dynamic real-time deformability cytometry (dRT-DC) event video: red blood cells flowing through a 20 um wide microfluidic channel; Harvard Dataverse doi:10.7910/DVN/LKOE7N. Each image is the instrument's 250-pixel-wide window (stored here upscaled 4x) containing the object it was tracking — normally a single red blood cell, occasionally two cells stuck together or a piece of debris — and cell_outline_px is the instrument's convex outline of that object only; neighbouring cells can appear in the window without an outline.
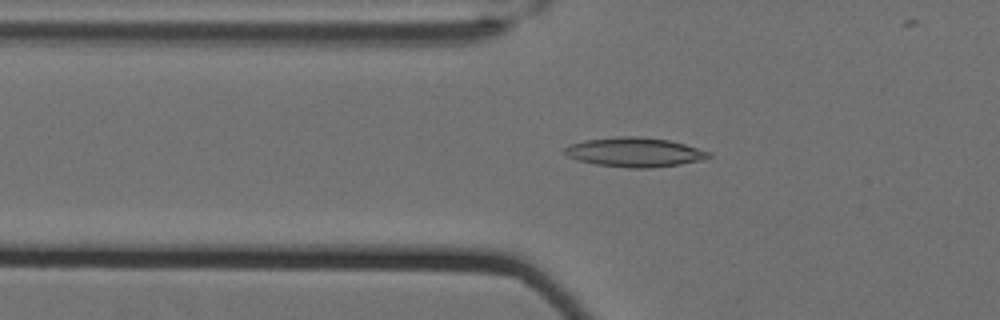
{"species": "Egyptian fruit bat (a non-hibernating species)", "species_latin": "Rousettus aegyptiacus", "temperature_condition": "cold", "stored_images_in_passage": 21, "camera_frame_rate_fps": 3000, "um_per_image_px": 0.085, "animal": {"sex": "female"}, "frame": {"image": 1, "passage_image": 7, "time_ms": 2.0, "image_size_px": [1000, 320], "cell_outline_px": [[712, 156], [704, 160], [680, 164], [652, 168], [628, 168], [596, 164], [580, 160], [568, 156], [564, 152], [564, 148], [568, 144], [584, 140], [620, 136], [636, 136], [668, 140], [684, 144], [712, 152]], "centroid_in_image_um": [53.97, 12.94], "position_along_channel_um": 71.8, "area_um2": 24.68}}
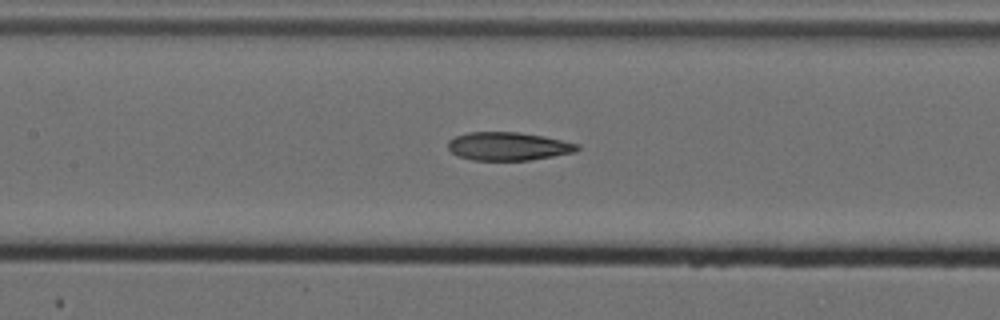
{"frame": {"image": 2, "passage_image": 15, "time_ms": 4.667, "image_size_px": [1000, 320], "cell_outline_px": [[580, 148], [576, 152], [528, 160], [472, 160], [456, 156], [448, 148], [448, 140], [456, 136], [468, 132], [520, 132], [544, 136], [580, 144]], "centroid_in_image_um": [43.2, 12.43], "position_along_channel_um": 164.2, "area_um2": 21.39}}
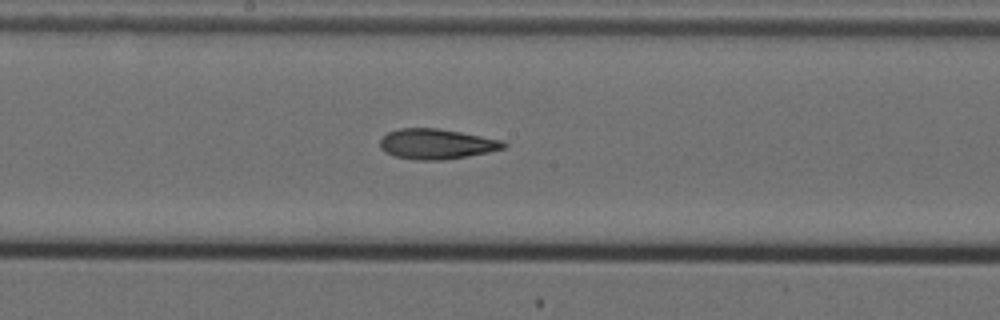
{"frame": {"image": 3, "passage_image": 19, "time_ms": 6.0, "image_size_px": [1000, 320], "cell_outline_px": [[508, 144], [504, 148], [488, 152], [440, 160], [416, 160], [396, 156], [384, 152], [380, 148], [380, 140], [388, 132], [400, 128], [436, 128], [460, 132], [504, 140]], "centroid_in_image_um": [37.1, 12.23], "position_along_channel_um": 211.1, "area_um2": 21.62}}